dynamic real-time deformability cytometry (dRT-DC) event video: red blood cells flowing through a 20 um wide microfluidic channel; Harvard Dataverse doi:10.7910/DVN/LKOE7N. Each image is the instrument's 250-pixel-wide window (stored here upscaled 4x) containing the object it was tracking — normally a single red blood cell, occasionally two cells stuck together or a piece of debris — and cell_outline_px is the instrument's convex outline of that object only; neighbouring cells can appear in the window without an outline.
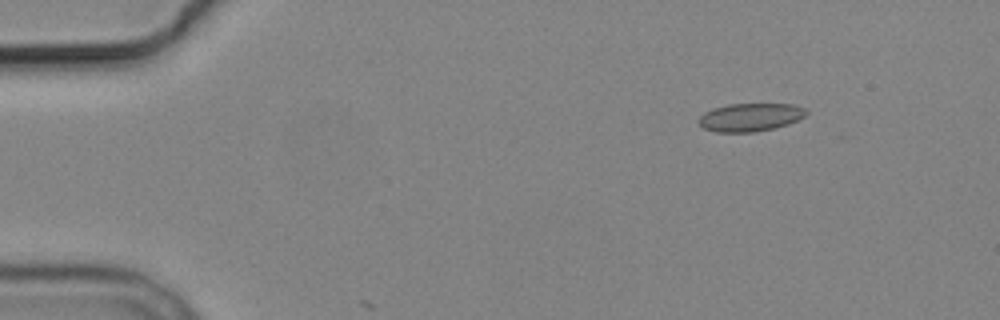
{"species": "common noctule bat (a hibernating species)", "species_latin": "Nyctalus noctula", "temperature_condition": "cold", "stored_images_in_passage": 9, "camera_frame_rate_fps": 3000, "um_per_image_px": 0.085, "animal": {"sex": "male", "body_mass_g": 19.2, "forearm_length_mm": 51.8}, "frame": {"image": 1, "passage_image": 3, "time_ms": 2.333, "image_size_px": [1000, 320], "cell_outline_px": [[808, 112], [804, 116], [788, 124], [756, 132], [716, 132], [704, 128], [696, 120], [704, 112], [712, 108], [728, 104], [792, 104], [804, 108]], "centroid_in_image_um": [63.73, 9.96], "position_along_channel_um": 21.3, "area_um2": 17.57}}
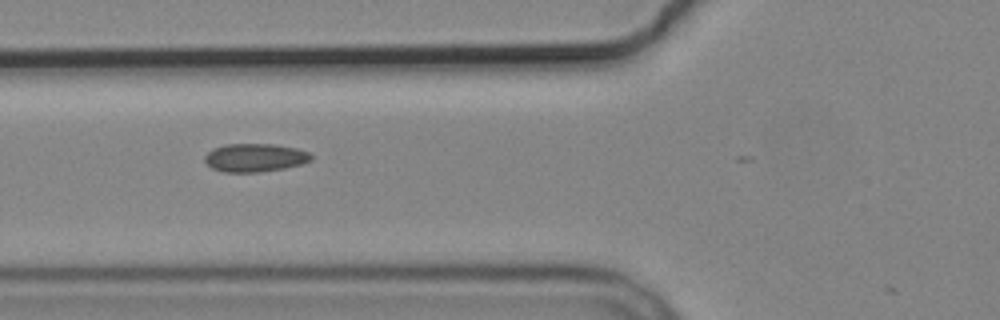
{"frame": {"image": 2, "passage_image": 7, "time_ms": 7.0, "image_size_px": [1000, 320], "cell_outline_px": [[312, 160], [304, 164], [284, 168], [256, 172], [224, 172], [212, 168], [204, 160], [204, 156], [212, 148], [224, 144], [276, 144], [296, 148], [308, 152], [312, 156]], "centroid_in_image_um": [21.67, 13.39], "position_along_channel_um": 104.1, "area_um2": 17.63}}
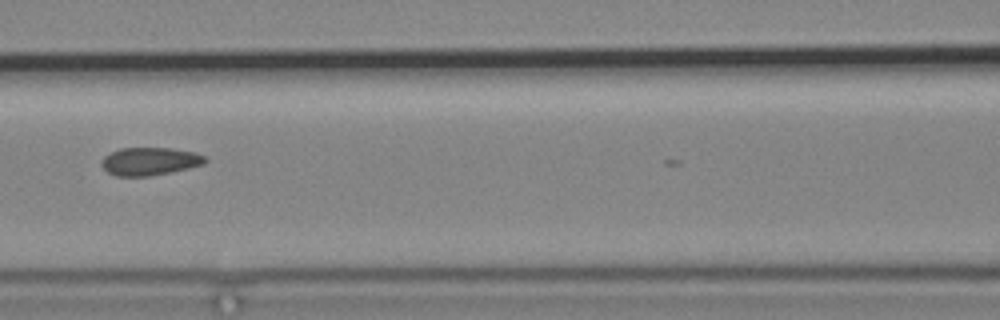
{"frame": {"image": 3, "passage_image": 8, "time_ms": 8.333, "image_size_px": [1000, 320], "cell_outline_px": [[208, 160], [204, 164], [172, 172], [148, 176], [116, 176], [108, 172], [100, 164], [100, 160], [104, 156], [120, 148], [172, 148], [196, 152], [204, 156]], "centroid_in_image_um": [12.73, 13.71], "position_along_channel_um": 153.9, "area_um2": 16.94}}